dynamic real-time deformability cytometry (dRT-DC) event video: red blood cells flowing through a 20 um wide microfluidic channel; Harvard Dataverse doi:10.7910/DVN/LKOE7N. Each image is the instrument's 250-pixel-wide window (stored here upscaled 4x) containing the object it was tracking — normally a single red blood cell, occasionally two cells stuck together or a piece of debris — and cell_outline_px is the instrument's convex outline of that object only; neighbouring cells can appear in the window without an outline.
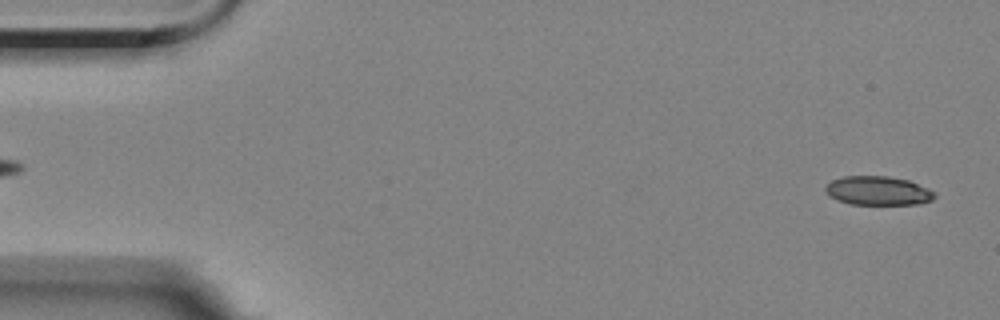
{"species": "Egyptian fruit bat (a non-hibernating species)", "species_latin": "Rousettus aegyptiacus", "temperature_condition": "room temperature", "stored_images_in_passage": 56, "camera_frame_rate_fps": 3000, "um_per_image_px": 0.085, "animal": {"sex": "female"}, "frame": {"image": 1, "passage_image": 2, "time_ms": 0.333, "image_size_px": [1000, 320], "cell_outline_px": [[936, 196], [932, 200], [920, 204], [852, 204], [836, 200], [828, 196], [824, 188], [832, 180], [844, 176], [888, 176], [908, 180], [928, 188], [936, 192]], "centroid_in_image_um": [74.64, 16.21], "position_along_channel_um": 10.4, "area_um2": 18.5}}
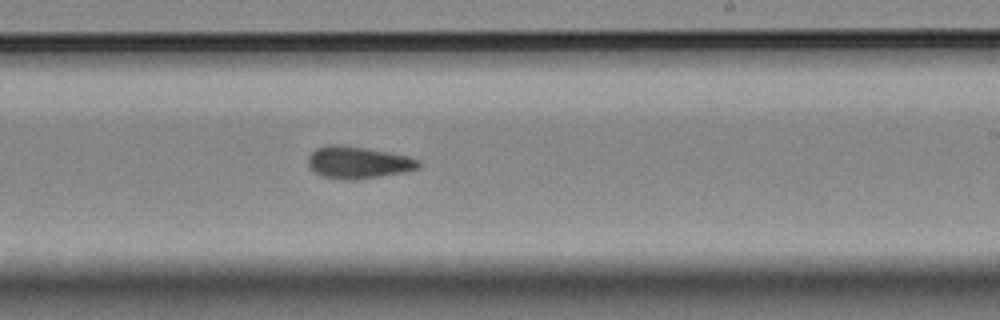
{"frame": {"image": 2, "passage_image": 33, "time_ms": 10.667, "image_size_px": [1000, 320], "cell_outline_px": [[420, 168], [404, 172], [356, 180], [340, 180], [324, 176], [316, 172], [308, 164], [308, 156], [316, 148], [328, 144], [340, 144], [364, 148], [408, 156], [420, 160]], "centroid_in_image_um": [30.44, 13.81], "position_along_channel_um": 258.6, "area_um2": 20.58}}
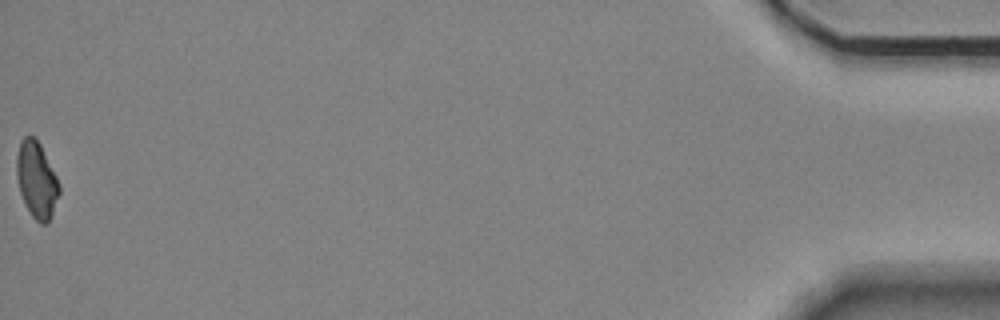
{"frame": {"image": 3, "passage_image": 56, "time_ms": 18.333, "image_size_px": [1000, 320], "cell_outline_px": [[60, 192], [52, 216], [48, 224], [40, 224], [32, 216], [20, 192], [16, 176], [16, 156], [20, 140], [24, 136], [36, 136], [60, 184]], "centroid_in_image_um": [3.11, 15.28], "position_along_channel_um": 432.1, "area_um2": 19.02}, "authors_computed_cell_mechanics": {"area_um2": 19.7098, "velocity_mm_per_s": 3.544, "shape_relaxation_time_tau1_ms": 5.9388, "shape_relaxation_time_tau2_ms": 3.2593, "deformation_change_tau1": 0.1376, "deformation_change_tau2": 0.1086}}